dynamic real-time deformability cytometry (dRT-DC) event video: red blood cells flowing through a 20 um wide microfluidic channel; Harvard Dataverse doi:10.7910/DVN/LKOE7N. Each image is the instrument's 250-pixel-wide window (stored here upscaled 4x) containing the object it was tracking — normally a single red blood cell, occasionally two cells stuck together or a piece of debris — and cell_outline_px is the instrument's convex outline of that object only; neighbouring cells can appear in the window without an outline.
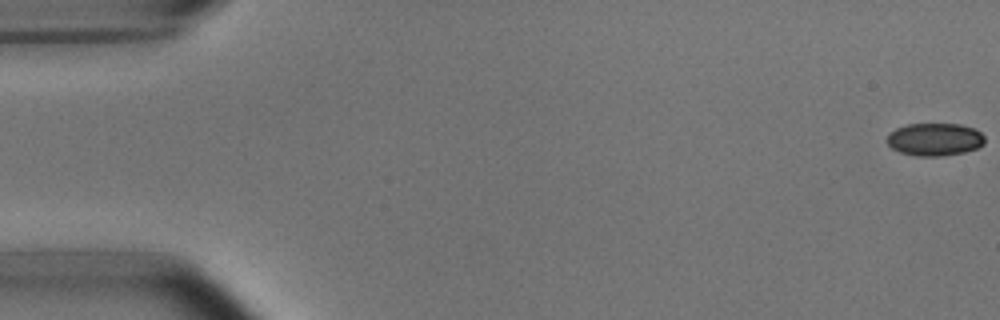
{"species": "common noctule bat (a hibernating species)", "species_latin": "Nyctalus noctula", "temperature_condition": "room temperature", "stored_images_in_passage": 11, "camera_frame_rate_fps": 3000, "um_per_image_px": 0.085, "animal": {"sex": "male", "body_mass_g": 15.6}, "frame": {"image": 1, "passage_image": 1, "time_ms": 0.0, "image_size_px": [1000, 320], "cell_outline_px": [[984, 144], [976, 148], [964, 152], [944, 156], [916, 156], [900, 152], [892, 148], [888, 144], [888, 132], [896, 128], [908, 124], [960, 124], [972, 128], [980, 132], [984, 136]], "centroid_in_image_um": [79.44, 11.85], "position_along_channel_um": 5.6, "area_um2": 18.61}}